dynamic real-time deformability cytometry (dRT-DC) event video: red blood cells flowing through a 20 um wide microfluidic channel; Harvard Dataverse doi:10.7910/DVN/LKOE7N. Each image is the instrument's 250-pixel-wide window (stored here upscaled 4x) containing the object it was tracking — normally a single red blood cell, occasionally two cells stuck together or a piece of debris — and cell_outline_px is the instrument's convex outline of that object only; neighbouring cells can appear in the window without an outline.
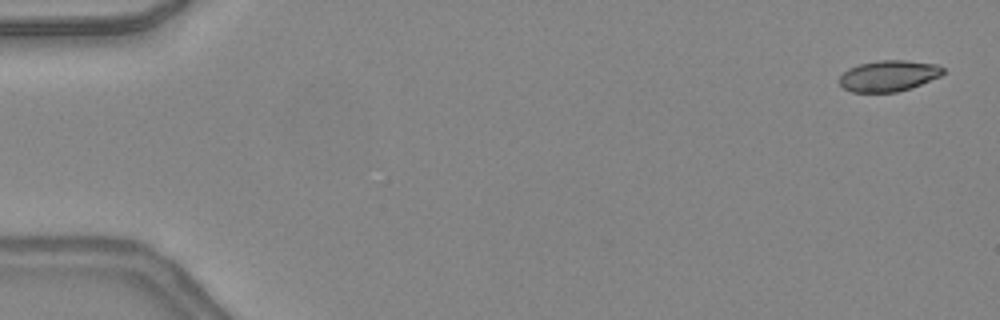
{"species": "common noctule bat (a hibernating species)", "species_latin": "Nyctalus noctula", "temperature_condition": "warm", "stored_images_in_passage": 48, "camera_frame_rate_fps": 3000, "um_per_image_px": 0.085, "animal": {"sex": "female", "body_mass_g": 24.6, "forearm_length_mm": 56.2}, "frame": {"image": 1, "passage_image": 2, "time_ms": 0.333, "image_size_px": [1000, 320], "cell_outline_px": [[944, 72], [940, 76], [920, 84], [896, 92], [852, 92], [844, 88], [840, 84], [840, 76], [848, 68], [860, 64], [880, 60], [904, 60], [936, 64], [944, 68]], "centroid_in_image_um": [75.52, 6.44], "position_along_channel_um": 9.5, "area_um2": 18.5}}
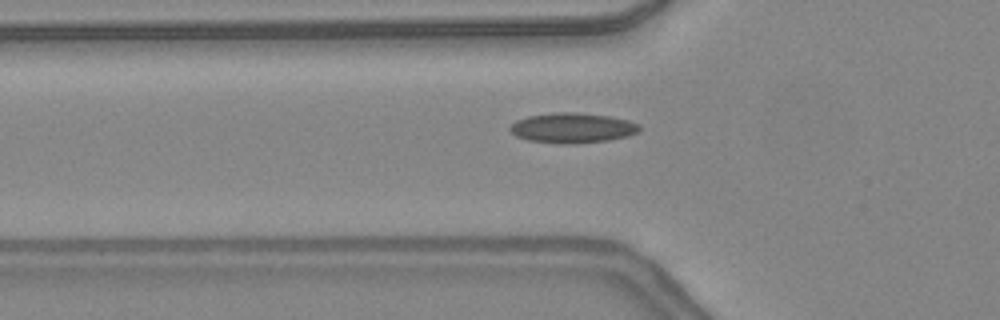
{"frame": {"image": 2, "passage_image": 17, "time_ms": 5.333, "image_size_px": [1000, 320], "cell_outline_px": [[640, 128], [636, 132], [628, 136], [608, 140], [576, 144], [560, 144], [528, 140], [516, 136], [508, 128], [516, 120], [528, 116], [552, 112], [576, 112], [608, 116], [628, 120], [640, 124]], "centroid_in_image_um": [48.64, 10.87], "position_along_channel_um": 77.2, "area_um2": 22.77}}
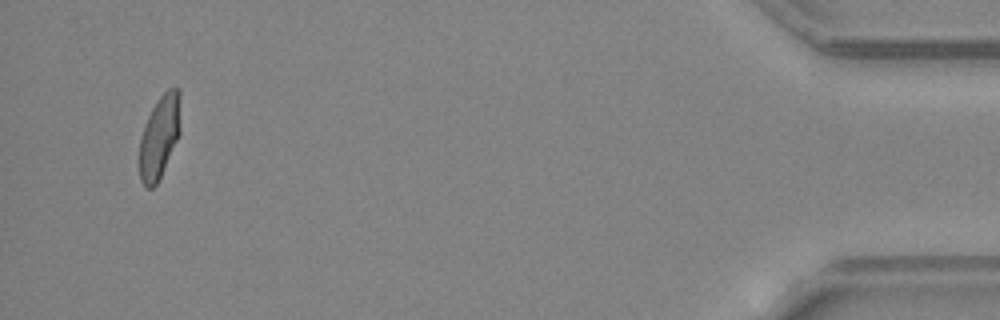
{"frame": {"image": 3, "passage_image": 46, "time_ms": 15.0, "image_size_px": [1000, 320], "cell_outline_px": [[180, 132], [160, 176], [156, 184], [152, 188], [144, 188], [140, 180], [140, 140], [144, 124], [152, 108], [160, 96], [168, 88], [176, 88], [180, 92]], "centroid_in_image_um": [13.55, 11.61], "position_along_channel_um": 421.7, "area_um2": 19.59}, "authors_computed_cell_mechanics": {"area_um2": 20.1722, "velocity_mm_per_s": 4.3826, "shape_relaxation_time_tau1_ms": 10.0303, "shape_relaxation_time_tau2_ms": 1.0574, "deformation_change_tau1": 0.2565, "deformation_change_tau2": 0.0737}}